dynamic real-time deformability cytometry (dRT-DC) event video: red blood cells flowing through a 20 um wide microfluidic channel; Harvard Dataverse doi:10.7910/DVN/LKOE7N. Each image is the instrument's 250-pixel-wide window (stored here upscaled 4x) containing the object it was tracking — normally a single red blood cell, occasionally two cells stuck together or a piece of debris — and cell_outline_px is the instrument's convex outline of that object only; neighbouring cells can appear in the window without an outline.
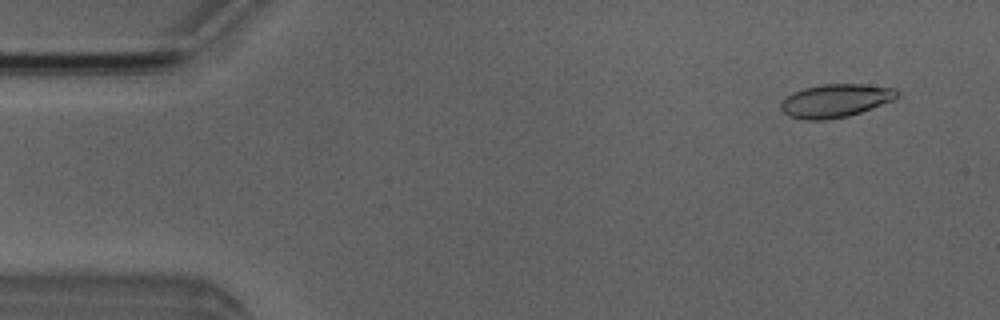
{"species": "Egyptian fruit bat (a non-hibernating species)", "species_latin": "Rousettus aegyptiacus", "temperature_condition": "room temperature", "stored_images_in_passage": 4, "camera_frame_rate_fps": 3000, "um_per_image_px": 0.085, "animal": {"sex": "male"}, "frame": {"image": 1, "passage_image": 1, "time_ms": 0.0, "image_size_px": [1000, 320], "cell_outline_px": [[900, 96], [892, 100], [872, 108], [848, 116], [824, 120], [808, 120], [788, 116], [780, 108], [780, 100], [792, 92], [804, 88], [820, 84], [860, 84], [896, 88], [900, 92]], "centroid_in_image_um": [70.99, 8.55], "position_along_channel_um": 14.0, "area_um2": 22.66}}
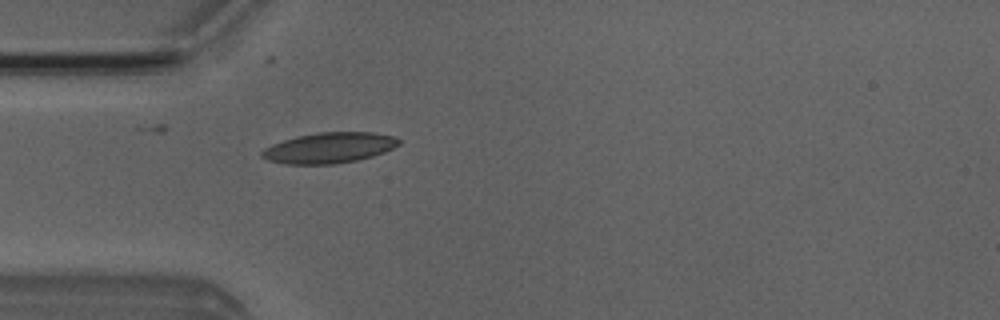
{"frame": {"image": 2, "passage_image": 4, "time_ms": 3.667, "image_size_px": [1000, 320], "cell_outline_px": [[400, 144], [384, 152], [372, 156], [356, 160], [332, 164], [284, 164], [268, 160], [260, 156], [260, 152], [264, 148], [272, 144], [296, 136], [320, 132], [372, 132], [396, 136], [400, 140]], "centroid_in_image_um": [27.97, 12.56], "position_along_channel_um": 57.0, "area_um2": 24.45}}